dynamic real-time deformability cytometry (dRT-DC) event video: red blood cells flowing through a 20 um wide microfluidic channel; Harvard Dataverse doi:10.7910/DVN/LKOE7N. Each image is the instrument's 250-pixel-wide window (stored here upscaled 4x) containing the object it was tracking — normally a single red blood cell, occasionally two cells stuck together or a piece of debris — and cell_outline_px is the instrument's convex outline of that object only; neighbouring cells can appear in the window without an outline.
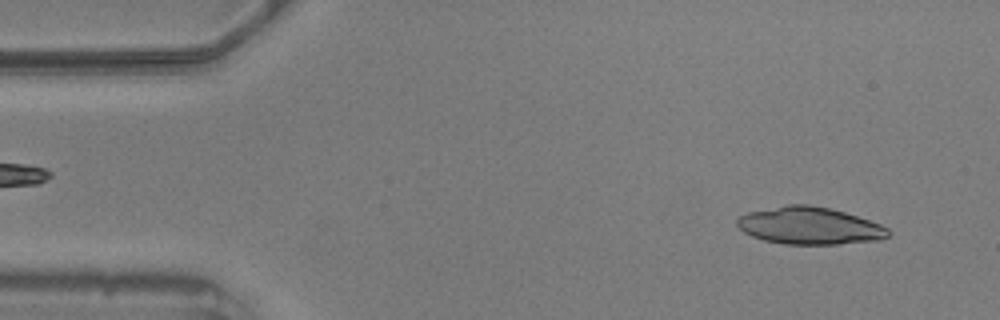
{"species": "common noctule bat (a hibernating species)", "species_latin": "Nyctalus noctula", "temperature_condition": "warm", "stored_images_in_passage": 53, "camera_frame_rate_fps": 3000, "um_per_image_px": 0.085, "animal": {"sex": "male", "body_mass_g": 20.5, "forearm_length_mm": 52.5}, "frame": {"image": 1, "passage_image": 3, "time_ms": 0.667, "image_size_px": [1000, 320], "cell_outline_px": [[892, 232], [888, 236], [880, 240], [840, 244], [784, 244], [764, 240], [752, 236], [744, 232], [736, 224], [736, 220], [740, 216], [748, 212], [788, 204], [808, 204], [828, 208], [844, 212], [880, 224], [888, 228]], "centroid_in_image_um": [68.82, 19.19], "position_along_channel_um": 16.2, "area_um2": 32.77}}